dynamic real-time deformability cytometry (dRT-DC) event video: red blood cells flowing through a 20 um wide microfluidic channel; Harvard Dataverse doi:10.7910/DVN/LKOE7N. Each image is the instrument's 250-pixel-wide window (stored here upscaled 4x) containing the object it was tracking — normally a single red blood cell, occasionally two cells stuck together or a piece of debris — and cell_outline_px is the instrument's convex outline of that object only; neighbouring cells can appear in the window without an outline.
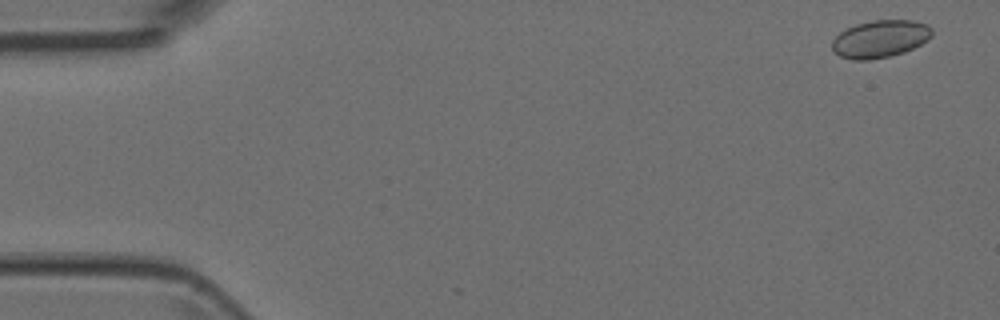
{"species": "Egyptian fruit bat (a non-hibernating species)", "species_latin": "Rousettus aegyptiacus", "temperature_condition": "room temperature", "stored_images_in_passage": 2, "camera_frame_rate_fps": 3000, "um_per_image_px": 0.085, "animal": {"sex": "female"}, "frame": {"image": 1, "passage_image": 1, "time_ms": 0.0, "image_size_px": [1000, 320], "cell_outline_px": [[932, 36], [928, 40], [904, 52], [892, 56], [868, 60], [852, 60], [840, 56], [832, 52], [832, 40], [840, 32], [856, 24], [872, 20], [912, 20], [928, 24], [932, 28]], "centroid_in_image_um": [74.81, 3.31], "position_along_channel_um": 10.2, "area_um2": 21.96}}